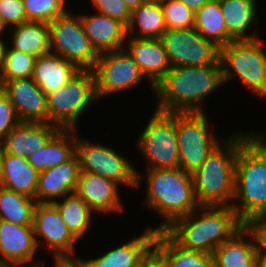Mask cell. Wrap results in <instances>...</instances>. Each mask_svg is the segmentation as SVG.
Listing matches in <instances>:
<instances>
[{
    "mask_svg": "<svg viewBox=\"0 0 266 267\" xmlns=\"http://www.w3.org/2000/svg\"><path fill=\"white\" fill-rule=\"evenodd\" d=\"M145 174L137 172V189L146 179L142 205L162 217L157 231L166 229L175 219L186 216L199 207L194 194L192 174L180 168L150 169ZM141 179V180H140Z\"/></svg>",
    "mask_w": 266,
    "mask_h": 267,
    "instance_id": "4",
    "label": "cell"
},
{
    "mask_svg": "<svg viewBox=\"0 0 266 267\" xmlns=\"http://www.w3.org/2000/svg\"><path fill=\"white\" fill-rule=\"evenodd\" d=\"M222 85L220 64L171 67L154 87L155 109L170 113L204 112L205 98Z\"/></svg>",
    "mask_w": 266,
    "mask_h": 267,
    "instance_id": "1",
    "label": "cell"
},
{
    "mask_svg": "<svg viewBox=\"0 0 266 267\" xmlns=\"http://www.w3.org/2000/svg\"><path fill=\"white\" fill-rule=\"evenodd\" d=\"M92 71L95 76L97 100L127 90L129 92L143 80L148 82L154 94V86L149 84L150 82L125 48L99 54Z\"/></svg>",
    "mask_w": 266,
    "mask_h": 267,
    "instance_id": "12",
    "label": "cell"
},
{
    "mask_svg": "<svg viewBox=\"0 0 266 267\" xmlns=\"http://www.w3.org/2000/svg\"><path fill=\"white\" fill-rule=\"evenodd\" d=\"M157 230L153 226L134 235L129 241L110 248L95 258L81 259L87 267H139L142 257L154 245Z\"/></svg>",
    "mask_w": 266,
    "mask_h": 267,
    "instance_id": "18",
    "label": "cell"
},
{
    "mask_svg": "<svg viewBox=\"0 0 266 267\" xmlns=\"http://www.w3.org/2000/svg\"><path fill=\"white\" fill-rule=\"evenodd\" d=\"M167 29L194 28V11L178 0H160Z\"/></svg>",
    "mask_w": 266,
    "mask_h": 267,
    "instance_id": "36",
    "label": "cell"
},
{
    "mask_svg": "<svg viewBox=\"0 0 266 267\" xmlns=\"http://www.w3.org/2000/svg\"><path fill=\"white\" fill-rule=\"evenodd\" d=\"M232 207L246 225L266 217V150L253 136L238 151Z\"/></svg>",
    "mask_w": 266,
    "mask_h": 267,
    "instance_id": "5",
    "label": "cell"
},
{
    "mask_svg": "<svg viewBox=\"0 0 266 267\" xmlns=\"http://www.w3.org/2000/svg\"><path fill=\"white\" fill-rule=\"evenodd\" d=\"M28 21L50 23L70 9L67 0H22Z\"/></svg>",
    "mask_w": 266,
    "mask_h": 267,
    "instance_id": "35",
    "label": "cell"
},
{
    "mask_svg": "<svg viewBox=\"0 0 266 267\" xmlns=\"http://www.w3.org/2000/svg\"><path fill=\"white\" fill-rule=\"evenodd\" d=\"M81 70L73 63L52 52L36 57L33 81L46 94L63 87Z\"/></svg>",
    "mask_w": 266,
    "mask_h": 267,
    "instance_id": "24",
    "label": "cell"
},
{
    "mask_svg": "<svg viewBox=\"0 0 266 267\" xmlns=\"http://www.w3.org/2000/svg\"><path fill=\"white\" fill-rule=\"evenodd\" d=\"M251 136L241 129L229 135L192 174L199 206H232L238 151Z\"/></svg>",
    "mask_w": 266,
    "mask_h": 267,
    "instance_id": "3",
    "label": "cell"
},
{
    "mask_svg": "<svg viewBox=\"0 0 266 267\" xmlns=\"http://www.w3.org/2000/svg\"><path fill=\"white\" fill-rule=\"evenodd\" d=\"M251 130V135L263 146L266 150V130L253 131Z\"/></svg>",
    "mask_w": 266,
    "mask_h": 267,
    "instance_id": "45",
    "label": "cell"
},
{
    "mask_svg": "<svg viewBox=\"0 0 266 267\" xmlns=\"http://www.w3.org/2000/svg\"><path fill=\"white\" fill-rule=\"evenodd\" d=\"M166 30L160 0H146L131 12L127 37L160 39Z\"/></svg>",
    "mask_w": 266,
    "mask_h": 267,
    "instance_id": "29",
    "label": "cell"
},
{
    "mask_svg": "<svg viewBox=\"0 0 266 267\" xmlns=\"http://www.w3.org/2000/svg\"><path fill=\"white\" fill-rule=\"evenodd\" d=\"M154 246L167 258L170 267H214L213 254L184 249L164 231L157 232Z\"/></svg>",
    "mask_w": 266,
    "mask_h": 267,
    "instance_id": "32",
    "label": "cell"
},
{
    "mask_svg": "<svg viewBox=\"0 0 266 267\" xmlns=\"http://www.w3.org/2000/svg\"><path fill=\"white\" fill-rule=\"evenodd\" d=\"M28 22L22 0H0V24L6 32L7 28Z\"/></svg>",
    "mask_w": 266,
    "mask_h": 267,
    "instance_id": "37",
    "label": "cell"
},
{
    "mask_svg": "<svg viewBox=\"0 0 266 267\" xmlns=\"http://www.w3.org/2000/svg\"><path fill=\"white\" fill-rule=\"evenodd\" d=\"M219 1L227 32L234 40H251L259 37L257 32L251 29L259 22L257 0Z\"/></svg>",
    "mask_w": 266,
    "mask_h": 267,
    "instance_id": "25",
    "label": "cell"
},
{
    "mask_svg": "<svg viewBox=\"0 0 266 267\" xmlns=\"http://www.w3.org/2000/svg\"><path fill=\"white\" fill-rule=\"evenodd\" d=\"M20 122L8 96L0 88V139H3Z\"/></svg>",
    "mask_w": 266,
    "mask_h": 267,
    "instance_id": "39",
    "label": "cell"
},
{
    "mask_svg": "<svg viewBox=\"0 0 266 267\" xmlns=\"http://www.w3.org/2000/svg\"><path fill=\"white\" fill-rule=\"evenodd\" d=\"M96 100L94 73L81 70L63 87L47 95V123L77 130L82 115Z\"/></svg>",
    "mask_w": 266,
    "mask_h": 267,
    "instance_id": "7",
    "label": "cell"
},
{
    "mask_svg": "<svg viewBox=\"0 0 266 267\" xmlns=\"http://www.w3.org/2000/svg\"><path fill=\"white\" fill-rule=\"evenodd\" d=\"M59 130L58 126L49 123L20 122L2 139L4 150L27 158L43 148Z\"/></svg>",
    "mask_w": 266,
    "mask_h": 267,
    "instance_id": "23",
    "label": "cell"
},
{
    "mask_svg": "<svg viewBox=\"0 0 266 267\" xmlns=\"http://www.w3.org/2000/svg\"><path fill=\"white\" fill-rule=\"evenodd\" d=\"M76 131L60 129L43 148L30 154L27 161L39 172L69 161L76 154Z\"/></svg>",
    "mask_w": 266,
    "mask_h": 267,
    "instance_id": "26",
    "label": "cell"
},
{
    "mask_svg": "<svg viewBox=\"0 0 266 267\" xmlns=\"http://www.w3.org/2000/svg\"><path fill=\"white\" fill-rule=\"evenodd\" d=\"M0 267H10V266L0 263Z\"/></svg>",
    "mask_w": 266,
    "mask_h": 267,
    "instance_id": "49",
    "label": "cell"
},
{
    "mask_svg": "<svg viewBox=\"0 0 266 267\" xmlns=\"http://www.w3.org/2000/svg\"><path fill=\"white\" fill-rule=\"evenodd\" d=\"M160 40L171 67L220 64V47L195 28L167 29Z\"/></svg>",
    "mask_w": 266,
    "mask_h": 267,
    "instance_id": "13",
    "label": "cell"
},
{
    "mask_svg": "<svg viewBox=\"0 0 266 267\" xmlns=\"http://www.w3.org/2000/svg\"><path fill=\"white\" fill-rule=\"evenodd\" d=\"M4 155H5V150H4L3 140L0 139V171H1Z\"/></svg>",
    "mask_w": 266,
    "mask_h": 267,
    "instance_id": "48",
    "label": "cell"
},
{
    "mask_svg": "<svg viewBox=\"0 0 266 267\" xmlns=\"http://www.w3.org/2000/svg\"><path fill=\"white\" fill-rule=\"evenodd\" d=\"M84 31L98 54L124 48L127 27L120 21L99 13H78Z\"/></svg>",
    "mask_w": 266,
    "mask_h": 267,
    "instance_id": "21",
    "label": "cell"
},
{
    "mask_svg": "<svg viewBox=\"0 0 266 267\" xmlns=\"http://www.w3.org/2000/svg\"><path fill=\"white\" fill-rule=\"evenodd\" d=\"M114 148L77 135L76 155L80 172L93 173L116 181L123 187L137 189L138 170L126 156ZM129 160V161H128Z\"/></svg>",
    "mask_w": 266,
    "mask_h": 267,
    "instance_id": "11",
    "label": "cell"
},
{
    "mask_svg": "<svg viewBox=\"0 0 266 267\" xmlns=\"http://www.w3.org/2000/svg\"><path fill=\"white\" fill-rule=\"evenodd\" d=\"M13 49L36 57L50 52L48 23L28 21L6 31Z\"/></svg>",
    "mask_w": 266,
    "mask_h": 267,
    "instance_id": "28",
    "label": "cell"
},
{
    "mask_svg": "<svg viewBox=\"0 0 266 267\" xmlns=\"http://www.w3.org/2000/svg\"><path fill=\"white\" fill-rule=\"evenodd\" d=\"M0 88L8 96L21 122L47 123V95L32 77L4 82Z\"/></svg>",
    "mask_w": 266,
    "mask_h": 267,
    "instance_id": "17",
    "label": "cell"
},
{
    "mask_svg": "<svg viewBox=\"0 0 266 267\" xmlns=\"http://www.w3.org/2000/svg\"><path fill=\"white\" fill-rule=\"evenodd\" d=\"M259 245L254 231L245 225L214 252V267H256Z\"/></svg>",
    "mask_w": 266,
    "mask_h": 267,
    "instance_id": "22",
    "label": "cell"
},
{
    "mask_svg": "<svg viewBox=\"0 0 266 267\" xmlns=\"http://www.w3.org/2000/svg\"><path fill=\"white\" fill-rule=\"evenodd\" d=\"M124 48L154 87L171 69L160 39L127 37Z\"/></svg>",
    "mask_w": 266,
    "mask_h": 267,
    "instance_id": "20",
    "label": "cell"
},
{
    "mask_svg": "<svg viewBox=\"0 0 266 267\" xmlns=\"http://www.w3.org/2000/svg\"><path fill=\"white\" fill-rule=\"evenodd\" d=\"M266 41L233 40L220 47L223 83L239 80L259 98L266 99ZM265 50H264V49Z\"/></svg>",
    "mask_w": 266,
    "mask_h": 267,
    "instance_id": "6",
    "label": "cell"
},
{
    "mask_svg": "<svg viewBox=\"0 0 266 267\" xmlns=\"http://www.w3.org/2000/svg\"><path fill=\"white\" fill-rule=\"evenodd\" d=\"M152 114L136 142L146 170L179 168L176 113L155 109Z\"/></svg>",
    "mask_w": 266,
    "mask_h": 267,
    "instance_id": "8",
    "label": "cell"
},
{
    "mask_svg": "<svg viewBox=\"0 0 266 267\" xmlns=\"http://www.w3.org/2000/svg\"><path fill=\"white\" fill-rule=\"evenodd\" d=\"M194 28L218 47L234 40L227 32L219 0H209L194 12Z\"/></svg>",
    "mask_w": 266,
    "mask_h": 267,
    "instance_id": "30",
    "label": "cell"
},
{
    "mask_svg": "<svg viewBox=\"0 0 266 267\" xmlns=\"http://www.w3.org/2000/svg\"><path fill=\"white\" fill-rule=\"evenodd\" d=\"M129 10L132 12L133 10L137 9L139 6H141L146 0H123Z\"/></svg>",
    "mask_w": 266,
    "mask_h": 267,
    "instance_id": "46",
    "label": "cell"
},
{
    "mask_svg": "<svg viewBox=\"0 0 266 267\" xmlns=\"http://www.w3.org/2000/svg\"><path fill=\"white\" fill-rule=\"evenodd\" d=\"M139 267H170L167 258L153 245L142 257Z\"/></svg>",
    "mask_w": 266,
    "mask_h": 267,
    "instance_id": "40",
    "label": "cell"
},
{
    "mask_svg": "<svg viewBox=\"0 0 266 267\" xmlns=\"http://www.w3.org/2000/svg\"><path fill=\"white\" fill-rule=\"evenodd\" d=\"M206 115V112L176 113L179 168L189 174H193L225 139L218 138L211 130Z\"/></svg>",
    "mask_w": 266,
    "mask_h": 267,
    "instance_id": "9",
    "label": "cell"
},
{
    "mask_svg": "<svg viewBox=\"0 0 266 267\" xmlns=\"http://www.w3.org/2000/svg\"><path fill=\"white\" fill-rule=\"evenodd\" d=\"M96 13L122 22L126 27L131 19V11L123 0H90Z\"/></svg>",
    "mask_w": 266,
    "mask_h": 267,
    "instance_id": "38",
    "label": "cell"
},
{
    "mask_svg": "<svg viewBox=\"0 0 266 267\" xmlns=\"http://www.w3.org/2000/svg\"><path fill=\"white\" fill-rule=\"evenodd\" d=\"M245 225L232 206H199L163 231L184 249L213 254Z\"/></svg>",
    "mask_w": 266,
    "mask_h": 267,
    "instance_id": "2",
    "label": "cell"
},
{
    "mask_svg": "<svg viewBox=\"0 0 266 267\" xmlns=\"http://www.w3.org/2000/svg\"><path fill=\"white\" fill-rule=\"evenodd\" d=\"M54 267H87L80 258L78 259H53Z\"/></svg>",
    "mask_w": 266,
    "mask_h": 267,
    "instance_id": "42",
    "label": "cell"
},
{
    "mask_svg": "<svg viewBox=\"0 0 266 267\" xmlns=\"http://www.w3.org/2000/svg\"><path fill=\"white\" fill-rule=\"evenodd\" d=\"M5 33H6L5 31L0 32V73L4 66L5 52L8 46V42L5 41L8 37H7V34ZM4 34L6 37L4 36Z\"/></svg>",
    "mask_w": 266,
    "mask_h": 267,
    "instance_id": "43",
    "label": "cell"
},
{
    "mask_svg": "<svg viewBox=\"0 0 266 267\" xmlns=\"http://www.w3.org/2000/svg\"><path fill=\"white\" fill-rule=\"evenodd\" d=\"M35 199L0 186V219L17 224L32 225Z\"/></svg>",
    "mask_w": 266,
    "mask_h": 267,
    "instance_id": "33",
    "label": "cell"
},
{
    "mask_svg": "<svg viewBox=\"0 0 266 267\" xmlns=\"http://www.w3.org/2000/svg\"><path fill=\"white\" fill-rule=\"evenodd\" d=\"M38 246L32 225H17L0 219V263L10 267H36ZM42 261V262H41Z\"/></svg>",
    "mask_w": 266,
    "mask_h": 267,
    "instance_id": "15",
    "label": "cell"
},
{
    "mask_svg": "<svg viewBox=\"0 0 266 267\" xmlns=\"http://www.w3.org/2000/svg\"><path fill=\"white\" fill-rule=\"evenodd\" d=\"M48 26L50 52L63 57L80 70L94 69L99 54L92 47L78 13L69 10Z\"/></svg>",
    "mask_w": 266,
    "mask_h": 267,
    "instance_id": "10",
    "label": "cell"
},
{
    "mask_svg": "<svg viewBox=\"0 0 266 267\" xmlns=\"http://www.w3.org/2000/svg\"><path fill=\"white\" fill-rule=\"evenodd\" d=\"M120 183L93 173L80 172L75 194L95 213L109 215L124 212ZM102 214V215H101Z\"/></svg>",
    "mask_w": 266,
    "mask_h": 267,
    "instance_id": "16",
    "label": "cell"
},
{
    "mask_svg": "<svg viewBox=\"0 0 266 267\" xmlns=\"http://www.w3.org/2000/svg\"><path fill=\"white\" fill-rule=\"evenodd\" d=\"M80 166L75 154L69 161L40 172L36 188L37 203H52L75 193Z\"/></svg>",
    "mask_w": 266,
    "mask_h": 267,
    "instance_id": "19",
    "label": "cell"
},
{
    "mask_svg": "<svg viewBox=\"0 0 266 267\" xmlns=\"http://www.w3.org/2000/svg\"><path fill=\"white\" fill-rule=\"evenodd\" d=\"M189 7L192 11L196 12L203 5H205L209 0H178Z\"/></svg>",
    "mask_w": 266,
    "mask_h": 267,
    "instance_id": "44",
    "label": "cell"
},
{
    "mask_svg": "<svg viewBox=\"0 0 266 267\" xmlns=\"http://www.w3.org/2000/svg\"><path fill=\"white\" fill-rule=\"evenodd\" d=\"M36 56L13 49L9 44L5 52L4 66L0 73V86L4 82L31 78Z\"/></svg>",
    "mask_w": 266,
    "mask_h": 267,
    "instance_id": "34",
    "label": "cell"
},
{
    "mask_svg": "<svg viewBox=\"0 0 266 267\" xmlns=\"http://www.w3.org/2000/svg\"><path fill=\"white\" fill-rule=\"evenodd\" d=\"M248 225L256 235L259 250L266 254V217L256 218Z\"/></svg>",
    "mask_w": 266,
    "mask_h": 267,
    "instance_id": "41",
    "label": "cell"
},
{
    "mask_svg": "<svg viewBox=\"0 0 266 267\" xmlns=\"http://www.w3.org/2000/svg\"><path fill=\"white\" fill-rule=\"evenodd\" d=\"M39 174L27 158L5 152L0 171V186L35 199Z\"/></svg>",
    "mask_w": 266,
    "mask_h": 267,
    "instance_id": "27",
    "label": "cell"
},
{
    "mask_svg": "<svg viewBox=\"0 0 266 267\" xmlns=\"http://www.w3.org/2000/svg\"><path fill=\"white\" fill-rule=\"evenodd\" d=\"M256 267H266V254L260 250L256 258Z\"/></svg>",
    "mask_w": 266,
    "mask_h": 267,
    "instance_id": "47",
    "label": "cell"
},
{
    "mask_svg": "<svg viewBox=\"0 0 266 267\" xmlns=\"http://www.w3.org/2000/svg\"><path fill=\"white\" fill-rule=\"evenodd\" d=\"M59 200L52 202V204L58 209L67 228L78 240L82 239L87 234L86 232L91 230L95 213L75 193Z\"/></svg>",
    "mask_w": 266,
    "mask_h": 267,
    "instance_id": "31",
    "label": "cell"
},
{
    "mask_svg": "<svg viewBox=\"0 0 266 267\" xmlns=\"http://www.w3.org/2000/svg\"><path fill=\"white\" fill-rule=\"evenodd\" d=\"M32 227L38 249L45 245L46 250L53 253V259L79 258V255H75V244L79 240L67 228L58 209L52 203L36 204Z\"/></svg>",
    "mask_w": 266,
    "mask_h": 267,
    "instance_id": "14",
    "label": "cell"
}]
</instances>
